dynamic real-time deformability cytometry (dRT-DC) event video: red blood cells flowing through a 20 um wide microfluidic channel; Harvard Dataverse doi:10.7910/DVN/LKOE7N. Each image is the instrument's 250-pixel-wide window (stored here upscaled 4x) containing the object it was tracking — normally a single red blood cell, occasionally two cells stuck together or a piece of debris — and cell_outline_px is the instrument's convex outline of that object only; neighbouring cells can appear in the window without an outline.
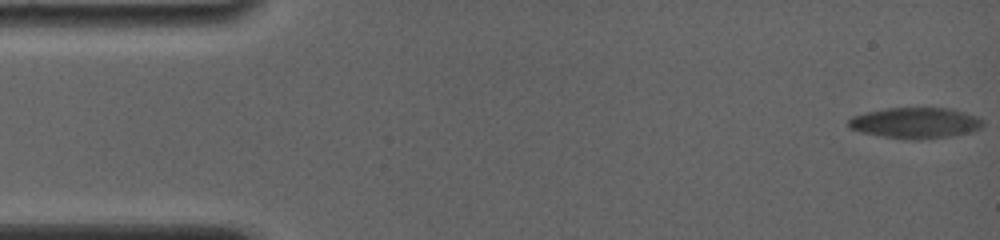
{"species": "common noctule bat (a hibernating species)", "species_latin": "Nyctalus noctula", "temperature_condition": "room temperature", "stored_images_in_passage": 69, "camera_frame_rate_fps": 4000, "um_per_image_px": 0.085, "animal": {"sex": "female", "body_mass_g": 19.0, "forearm_length_mm": 56.7}, "frame": {"image": 1, "passage_image": 1, "time_ms": 0.0, "image_size_px": [1000, 240], "cell_outline_px": [[984, 124], [980, 128], [972, 132], [952, 136], [916, 140], [912, 140], [884, 136], [860, 132], [848, 128], [848, 120], [852, 116], [868, 112], [888, 108], [948, 108], [964, 112], [976, 116], [984, 120]], "centroid_in_image_um": [77.83, 10.45], "position_along_channel_um": 7.2, "area_um2": 24.16}}
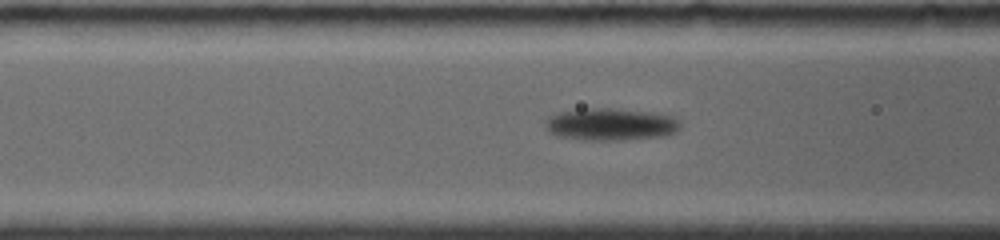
{"frame": {"image": 2, "passage_image": 58, "time_ms": 7.25, "image_size_px": [1000, 240], "cell_outline_px": [[680, 128], [676, 132], [664, 136], [620, 140], [592, 140], [560, 136], [544, 128], [544, 120], [548, 116], [556, 112], [584, 108], [608, 108], [652, 112], [672, 116], [680, 124]], "centroid_in_image_um": [51.87, 10.55], "position_along_channel_um": 114.7, "area_um2": 25.37}}
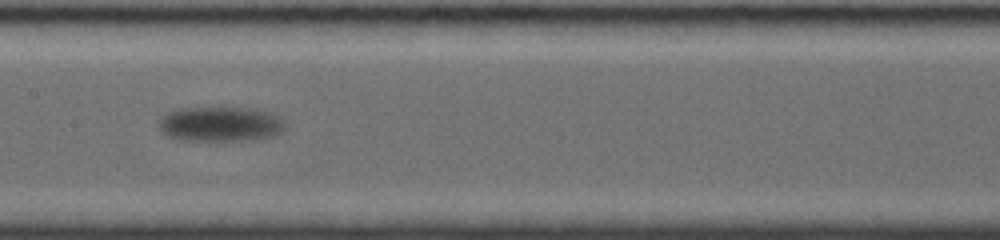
{"frame": {"image": 3, "passage_image": 68, "time_ms": 9.5, "image_size_px": [1000, 240], "cell_outline_px": [[284, 128], [280, 132], [272, 136], [240, 140], [180, 140], [168, 136], [160, 128], [160, 116], [176, 108], [248, 108], [268, 112], [280, 116], [284, 120]], "centroid_in_image_um": [18.71, 10.53], "position_along_channel_um": 188.7, "area_um2": 25.37}}